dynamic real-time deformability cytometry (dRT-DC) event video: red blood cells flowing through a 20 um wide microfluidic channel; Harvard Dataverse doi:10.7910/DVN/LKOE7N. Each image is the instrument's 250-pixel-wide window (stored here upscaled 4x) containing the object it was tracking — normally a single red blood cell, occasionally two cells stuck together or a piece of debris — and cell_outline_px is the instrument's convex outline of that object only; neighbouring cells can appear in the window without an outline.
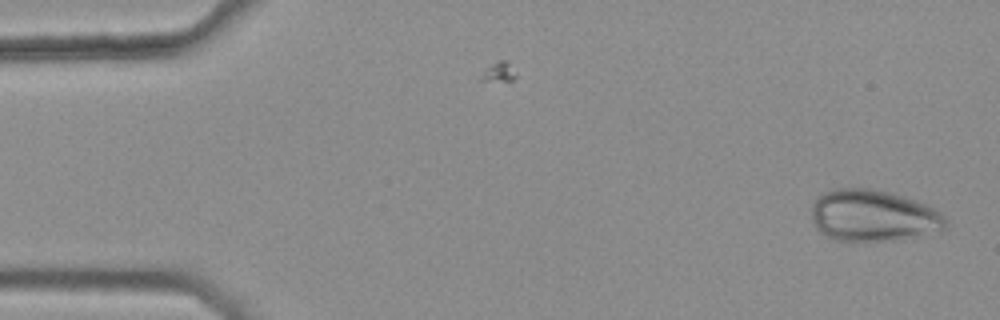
{"species": "common noctule bat (a hibernating species)", "species_latin": "Nyctalus noctula", "temperature_condition": "warm", "stored_images_in_passage": 43, "camera_frame_rate_fps": 3000, "um_per_image_px": 0.085, "animal": {"sex": "female", "body_mass_g": 25.1}, "frame": {"image": 1, "passage_image": 1, "time_ms": 0.0, "image_size_px": [1000, 320], "cell_outline_px": [[948, 228], [944, 232], [904, 240], [848, 244], [824, 236], [816, 228], [812, 220], [812, 204], [824, 192], [832, 188], [868, 188], [892, 192], [920, 200], [928, 204], [940, 212], [948, 220]], "centroid_in_image_um": [74.3, 18.39], "position_along_channel_um": 10.7, "area_um2": 42.43}}
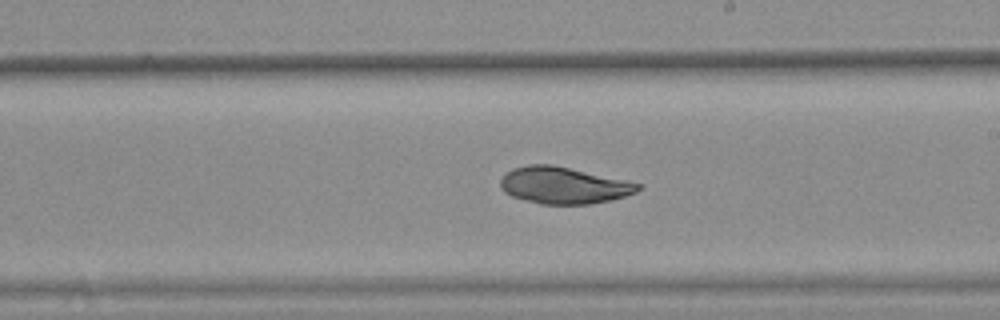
{"frame": {"image": 2, "passage_image": 29, "time_ms": 9.333, "image_size_px": [1000, 320], "cell_outline_px": [[644, 184], [636, 192], [624, 196], [592, 204], [540, 204], [512, 196], [504, 192], [500, 188], [500, 180], [504, 172], [512, 168], [528, 164], [552, 164], [628, 180]], "centroid_in_image_um": [47.89, 15.74], "position_along_channel_um": 241.1, "area_um2": 29.71}}
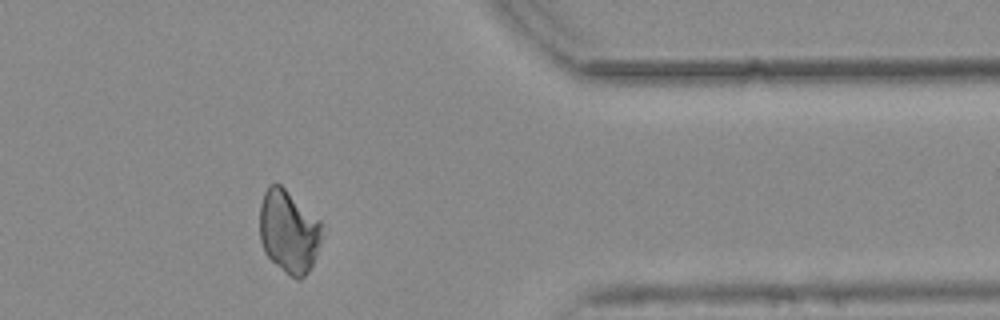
{"frame": {"image": 3, "passage_image": 42, "time_ms": 13.667, "image_size_px": [1000, 320], "cell_outline_px": [[324, 224], [320, 240], [312, 264], [308, 272], [300, 280], [296, 280], [276, 264], [264, 252], [260, 240], [260, 204], [264, 192], [268, 184], [280, 184], [320, 220]], "centroid_in_image_um": [24.53, 19.66], "position_along_channel_um": 386.9, "area_um2": 29.94}}